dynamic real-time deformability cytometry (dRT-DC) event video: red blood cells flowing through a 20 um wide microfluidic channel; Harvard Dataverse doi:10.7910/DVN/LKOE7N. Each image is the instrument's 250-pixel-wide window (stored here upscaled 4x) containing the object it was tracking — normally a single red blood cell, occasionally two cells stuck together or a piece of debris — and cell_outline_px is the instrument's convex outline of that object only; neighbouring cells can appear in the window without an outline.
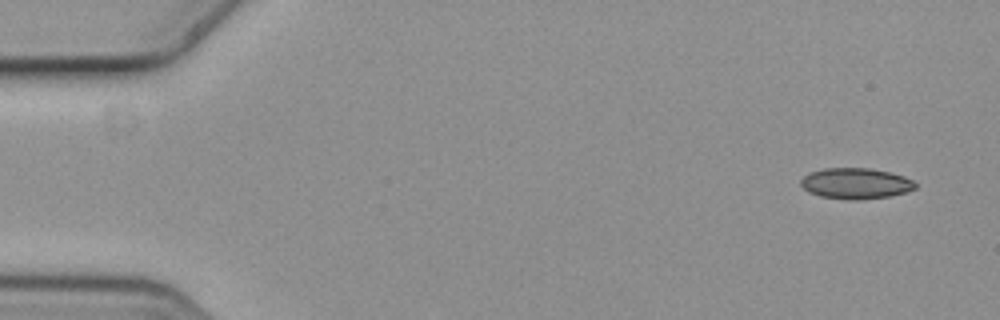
{"species": "common noctule bat (a hibernating species)", "species_latin": "Nyctalus noctula", "temperature_condition": "cold", "stored_images_in_passage": 4, "camera_frame_rate_fps": 3000, "um_per_image_px": 0.085, "animal": {"sex": "female", "body_mass_g": 19.3, "forearm_length_mm": 54.1}, "frame": {"image": 1, "passage_image": 1, "time_ms": 0.0, "image_size_px": [1000, 320], "cell_outline_px": [[916, 188], [904, 192], [888, 196], [856, 200], [852, 200], [820, 196], [808, 192], [800, 184], [800, 180], [804, 176], [812, 172], [824, 168], [872, 168], [904, 176], [912, 180], [916, 184]], "centroid_in_image_um": [72.72, 15.59], "position_along_channel_um": 12.3, "area_um2": 20.4}}
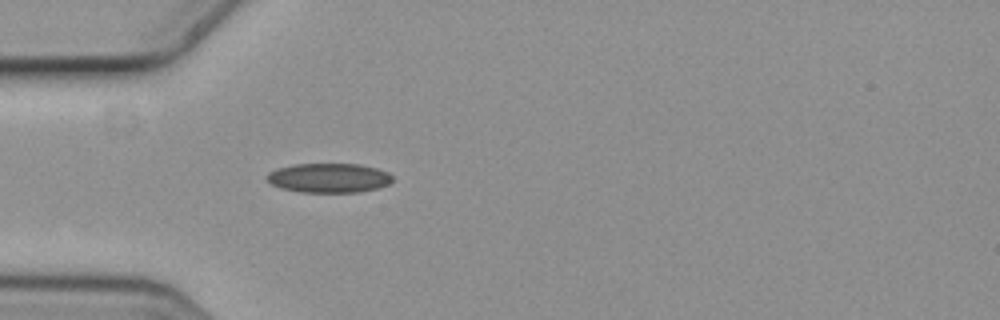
{"frame": {"image": 2, "passage_image": 4, "time_ms": 1.0, "image_size_px": [1000, 320], "cell_outline_px": [[392, 180], [388, 184], [376, 188], [356, 192], [300, 192], [280, 188], [272, 184], [264, 176], [268, 172], [276, 168], [292, 164], [360, 164], [376, 168], [388, 172], [392, 176]], "centroid_in_image_um": [27.9, 15.11], "position_along_channel_um": 57.1, "area_um2": 21.56}}